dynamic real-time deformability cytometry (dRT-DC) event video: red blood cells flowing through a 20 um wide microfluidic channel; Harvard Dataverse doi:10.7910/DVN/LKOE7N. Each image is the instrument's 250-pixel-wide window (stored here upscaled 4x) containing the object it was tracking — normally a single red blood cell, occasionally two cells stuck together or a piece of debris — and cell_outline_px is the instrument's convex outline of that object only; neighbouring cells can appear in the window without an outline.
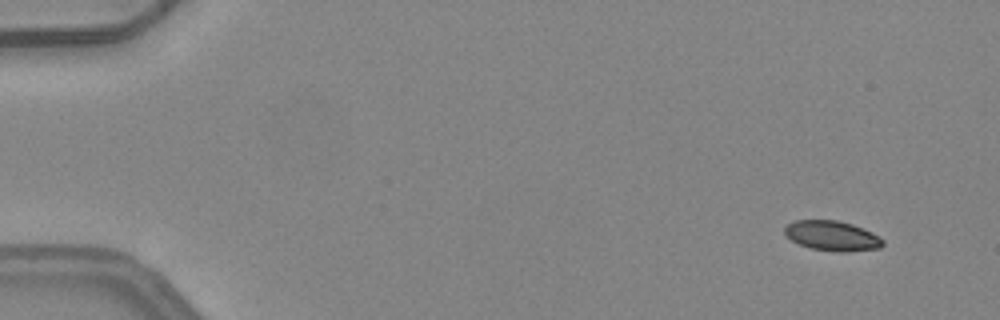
{"species": "common noctule bat (a hibernating species)", "species_latin": "Nyctalus noctula", "temperature_condition": "warm", "stored_images_in_passage": 6, "camera_frame_rate_fps": 3000, "um_per_image_px": 0.085, "animal": {"sex": "female", "body_mass_g": 24.6, "forearm_length_mm": 56.2}, "frame": {"image": 1, "passage_image": 1, "time_ms": 0.0, "image_size_px": [1000, 320], "cell_outline_px": [[884, 244], [880, 248], [848, 252], [836, 252], [808, 248], [792, 240], [784, 232], [784, 228], [788, 224], [796, 220], [836, 220], [852, 224], [872, 232], [880, 236], [884, 240]], "centroid_in_image_um": [70.76, 20.05], "position_along_channel_um": 14.2, "area_um2": 17.22}}
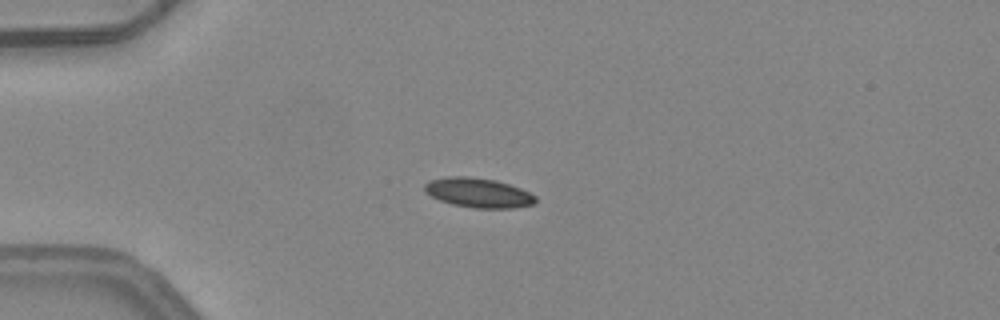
{"frame": {"image": 2, "passage_image": 3, "time_ms": 0.667, "image_size_px": [1000, 320], "cell_outline_px": [[536, 200], [532, 204], [512, 208], [476, 208], [452, 204], [440, 200], [424, 192], [424, 184], [428, 180], [448, 176], [468, 176], [496, 180], [520, 188], [536, 196]], "centroid_in_image_um": [40.61, 16.37], "position_along_channel_um": 44.4, "area_um2": 19.07}}